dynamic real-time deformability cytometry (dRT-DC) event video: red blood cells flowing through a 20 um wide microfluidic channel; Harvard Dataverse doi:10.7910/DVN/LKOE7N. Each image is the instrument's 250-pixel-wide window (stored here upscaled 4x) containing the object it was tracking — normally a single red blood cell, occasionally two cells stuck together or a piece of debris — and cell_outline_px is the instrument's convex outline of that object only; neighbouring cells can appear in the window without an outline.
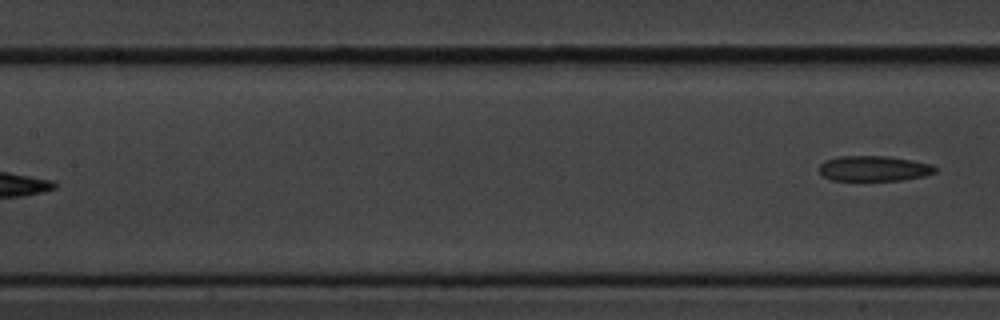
{"species": "common noctule bat (a hibernating species)", "species_latin": "Nyctalus noctula", "temperature_condition": "cold", "stored_images_in_passage": 8, "segment_of_instrument_passage": [2, 2], "camera_frame_rate_fps": 3000, "um_per_image_px": 0.085, "animal": {"sex": "male", "body_mass_g": 20.1, "forearm_length_mm": 53.5}, "frame": {"image": 1, "passage_image": 8, "time_ms": 9.333, "image_size_px": [1000, 320], "cell_outline_px": [[936, 172], [924, 176], [900, 180], [832, 180], [820, 176], [820, 164], [824, 160], [836, 156], [888, 156], [932, 164], [936, 168]], "centroid_in_image_um": [74.24, 14.32], "position_along_channel_um": 133.2, "area_um2": 17.17}}